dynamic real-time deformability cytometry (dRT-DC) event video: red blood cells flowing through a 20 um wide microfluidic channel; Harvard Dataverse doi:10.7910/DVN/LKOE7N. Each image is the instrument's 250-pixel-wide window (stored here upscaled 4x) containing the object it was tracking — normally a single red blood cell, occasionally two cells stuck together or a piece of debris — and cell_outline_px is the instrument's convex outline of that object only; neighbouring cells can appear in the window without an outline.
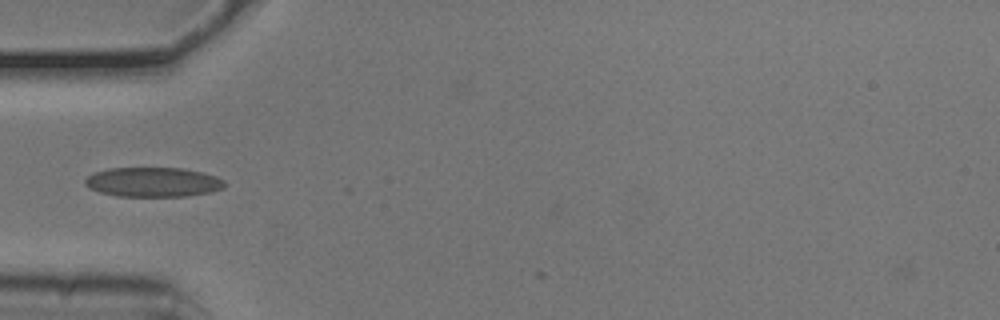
{"species": "common noctule bat (a hibernating species)", "species_latin": "Nyctalus noctula", "temperature_condition": "cold", "stored_images_in_passage": 3, "camera_frame_rate_fps": 3000, "um_per_image_px": 0.085, "animal": {"sex": "male", "body_mass_g": 20.5, "forearm_length_mm": 52.5}, "frame": {"image": 1, "passage_image": 1, "time_ms": 0.0, "image_size_px": [1000, 320], "cell_outline_px": [[224, 188], [208, 192], [188, 196], [116, 196], [100, 192], [84, 184], [84, 180], [92, 172], [108, 168], [184, 168], [204, 172], [216, 176], [224, 180]], "centroid_in_image_um": [13.01, 15.47], "position_along_channel_um": 72.0, "area_um2": 24.1}}